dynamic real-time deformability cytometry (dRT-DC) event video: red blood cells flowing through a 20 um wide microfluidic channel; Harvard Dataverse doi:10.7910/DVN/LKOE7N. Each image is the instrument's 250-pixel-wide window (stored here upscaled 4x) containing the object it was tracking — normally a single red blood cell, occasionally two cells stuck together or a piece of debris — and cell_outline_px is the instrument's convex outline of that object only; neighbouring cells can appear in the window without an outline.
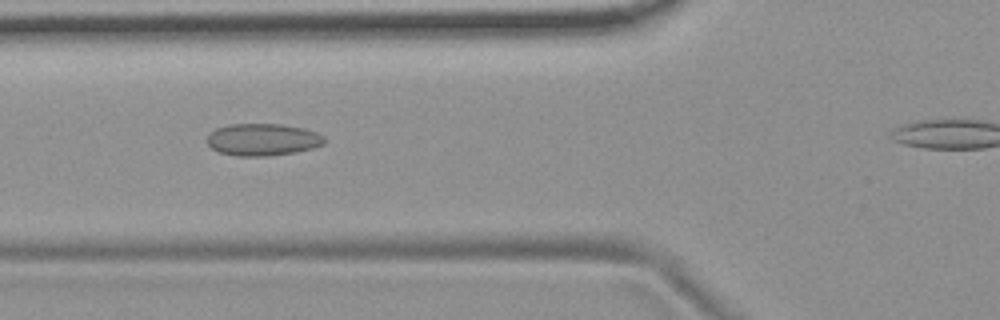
{"species": "common noctule bat (a hibernating species)", "species_latin": "Nyctalus noctula", "temperature_condition": "room temperature", "stored_images_in_passage": 31, "camera_frame_rate_fps": 3000, "um_per_image_px": 0.085, "animal": {"sex": "female", "body_mass_g": 19.9}, "frame": {"image": 1, "passage_image": 4, "time_ms": 1.0, "image_size_px": [1000, 320], "cell_outline_px": [[324, 144], [312, 148], [292, 152], [268, 156], [236, 156], [220, 152], [212, 148], [204, 140], [216, 128], [228, 124], [280, 124], [304, 128], [316, 132], [324, 136]], "centroid_in_image_um": [22.3, 11.86], "position_along_channel_um": 103.5, "area_um2": 21.91}}
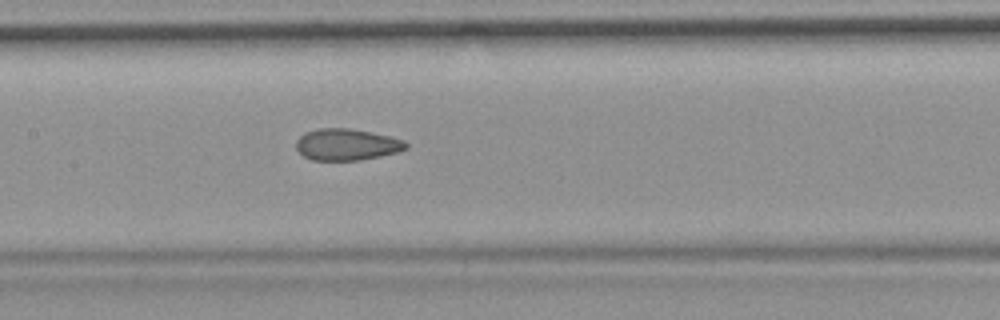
{"frame": {"image": 2, "passage_image": 10, "time_ms": 3.0, "image_size_px": [1000, 320], "cell_outline_px": [[408, 148], [400, 152], [360, 160], [312, 160], [304, 156], [296, 148], [296, 140], [304, 132], [320, 128], [348, 128], [388, 136], [404, 140], [408, 144]], "centroid_in_image_um": [29.47, 12.29], "position_along_channel_um": 177.9, "area_um2": 20.17}}
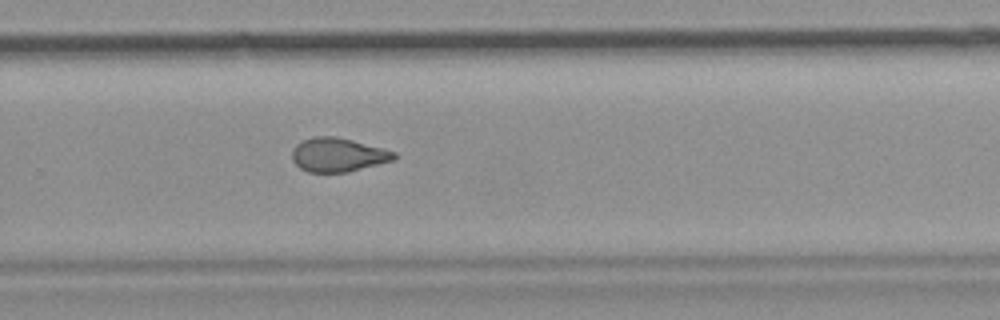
{"frame": {"image": 3, "passage_image": 20, "time_ms": 6.333, "image_size_px": [1000, 320], "cell_outline_px": [[396, 160], [348, 172], [308, 172], [300, 168], [292, 160], [292, 152], [296, 144], [312, 136], [336, 136], [384, 148], [396, 152]], "centroid_in_image_um": [28.75, 13.16], "position_along_channel_um": 301.0, "area_um2": 20.29}}